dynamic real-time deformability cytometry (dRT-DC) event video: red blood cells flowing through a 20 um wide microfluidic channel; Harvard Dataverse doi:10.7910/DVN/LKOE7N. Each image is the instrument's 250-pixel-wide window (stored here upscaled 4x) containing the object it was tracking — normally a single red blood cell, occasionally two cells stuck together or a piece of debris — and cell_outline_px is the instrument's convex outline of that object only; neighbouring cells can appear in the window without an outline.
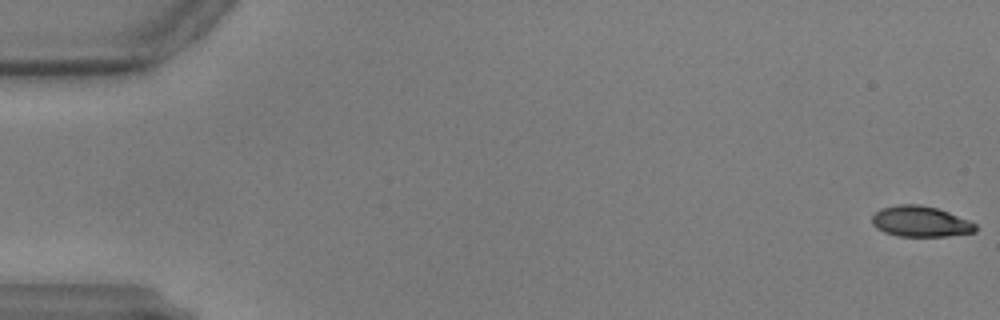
{"species": "common noctule bat (a hibernating species)", "species_latin": "Nyctalus noctula", "temperature_condition": "warm", "stored_images_in_passage": 25, "camera_frame_rate_fps": 3000, "um_per_image_px": 0.085, "animal": {"sex": "male", "body_mass_g": 17.9, "forearm_length_mm": 54.2}, "frame": {"image": 1, "passage_image": 1, "time_ms": 0.0, "image_size_px": [1000, 320], "cell_outline_px": [[976, 232], [948, 236], [896, 236], [884, 232], [876, 228], [872, 224], [872, 216], [880, 208], [896, 204], [920, 204], [936, 208], [948, 212], [968, 220], [976, 224]], "centroid_in_image_um": [78.21, 18.82], "position_along_channel_um": 6.8, "area_um2": 18.61}}
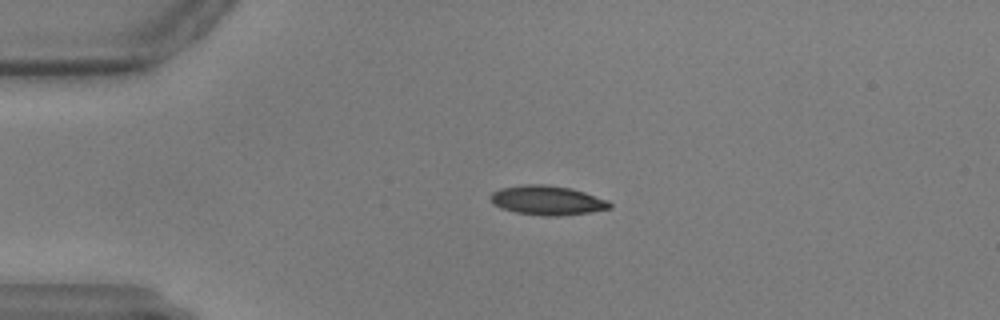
{"frame": {"image": 2, "passage_image": 14, "time_ms": 4.333, "image_size_px": [1000, 320], "cell_outline_px": [[612, 208], [588, 212], [560, 216], [544, 216], [516, 212], [500, 208], [492, 204], [488, 196], [492, 192], [500, 188], [524, 184], [544, 184], [572, 188], [608, 200], [612, 204]], "centroid_in_image_um": [46.48, 17.02], "position_along_channel_um": 38.5, "area_um2": 20.58}}
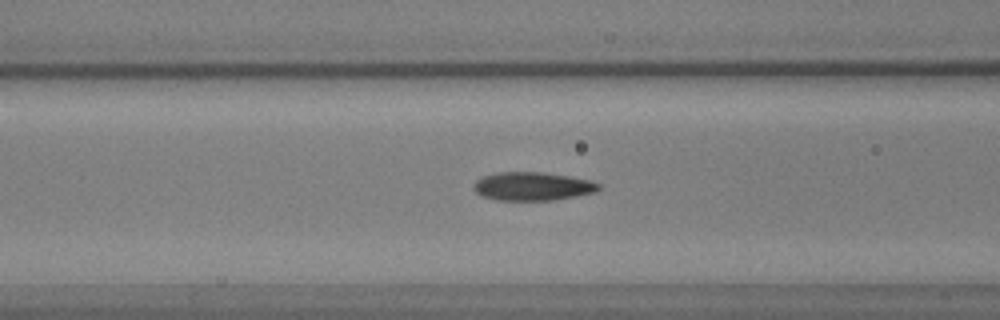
{"frame": {"image": 3, "passage_image": 24, "time_ms": 7.667, "image_size_px": [1000, 320], "cell_outline_px": [[600, 188], [596, 192], [576, 196], [552, 200], [496, 200], [480, 196], [472, 188], [472, 184], [476, 180], [484, 176], [496, 172], [540, 172], [568, 176], [588, 180], [600, 184]], "centroid_in_image_um": [45.21, 15.84], "position_along_channel_um": 121.4, "area_um2": 20.75}}